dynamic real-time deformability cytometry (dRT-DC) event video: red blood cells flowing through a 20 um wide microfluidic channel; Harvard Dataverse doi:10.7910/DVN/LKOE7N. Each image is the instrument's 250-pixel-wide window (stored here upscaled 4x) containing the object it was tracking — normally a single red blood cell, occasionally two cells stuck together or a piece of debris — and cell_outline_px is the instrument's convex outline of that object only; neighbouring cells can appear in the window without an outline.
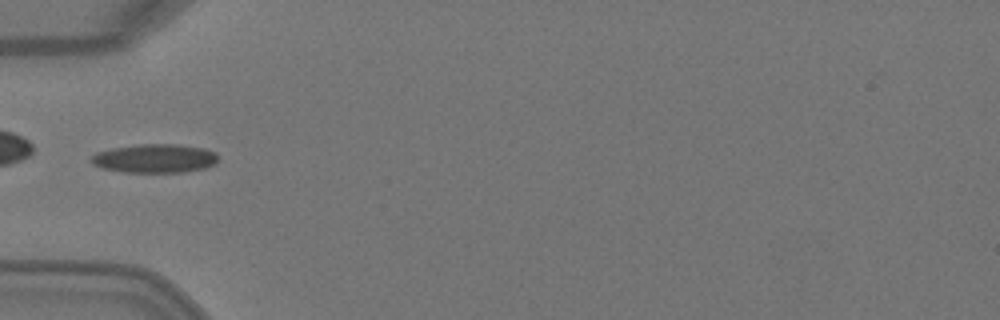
{"species": "Egyptian fruit bat (a non-hibernating species)", "species_latin": "Rousettus aegyptiacus", "temperature_condition": "warm", "stored_images_in_passage": 6, "camera_frame_rate_fps": 3000, "um_per_image_px": 0.085, "animal": {"sex": "female"}, "frame": {"image": 1, "passage_image": 5, "time_ms": 1.333, "image_size_px": [1000, 320], "cell_outline_px": [[216, 164], [204, 168], [184, 172], [124, 172], [100, 168], [92, 164], [88, 160], [96, 152], [112, 148], [140, 144], [176, 144], [204, 148], [216, 152]], "centroid_in_image_um": [13.12, 13.46], "position_along_channel_um": 71.9, "area_um2": 21.39}}